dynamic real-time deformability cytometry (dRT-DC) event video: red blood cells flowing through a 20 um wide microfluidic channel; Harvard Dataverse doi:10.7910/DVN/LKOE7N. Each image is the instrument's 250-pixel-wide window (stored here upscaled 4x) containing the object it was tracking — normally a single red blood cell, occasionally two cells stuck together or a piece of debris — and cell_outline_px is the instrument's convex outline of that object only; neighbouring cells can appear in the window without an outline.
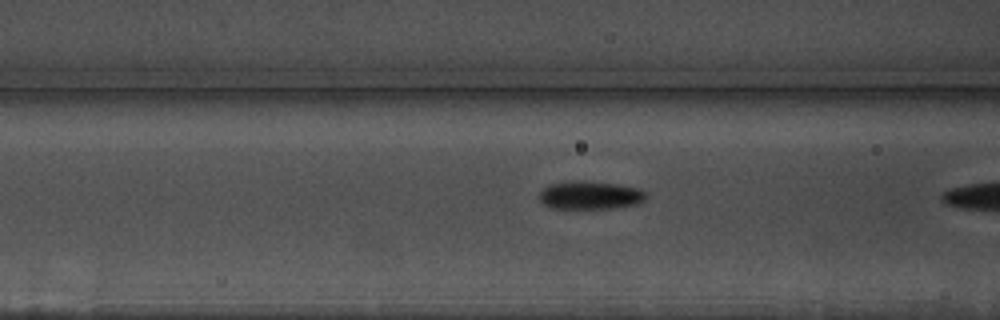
{"species": "common noctule bat (a hibernating species)", "species_latin": "Nyctalus noctula", "temperature_condition": "warm", "stored_images_in_passage": 9, "camera_frame_rate_fps": 3000, "um_per_image_px": 0.085, "animal": {"sex": "male", "body_mass_g": 17.5, "forearm_length_mm": 52.3}, "frame": {"image": 1, "passage_image": 8, "time_ms": 2.333, "image_size_px": [1000, 320], "cell_outline_px": [[648, 196], [644, 200], [636, 204], [612, 208], [552, 208], [544, 204], [540, 200], [540, 192], [548, 184], [572, 180], [580, 180], [620, 184], [640, 188]], "centroid_in_image_um": [50.17, 16.57], "position_along_channel_um": 116.4, "area_um2": 17.63}}